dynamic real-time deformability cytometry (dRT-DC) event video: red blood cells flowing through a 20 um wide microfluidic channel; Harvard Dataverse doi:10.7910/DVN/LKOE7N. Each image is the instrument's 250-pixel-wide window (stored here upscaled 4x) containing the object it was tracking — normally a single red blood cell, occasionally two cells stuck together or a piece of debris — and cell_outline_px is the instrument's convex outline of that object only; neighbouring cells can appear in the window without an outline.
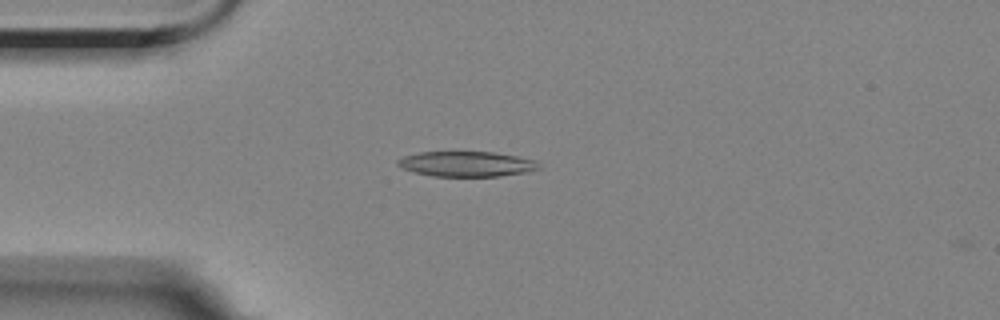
{"species": "Egyptian fruit bat (a non-hibernating species)", "species_latin": "Rousettus aegyptiacus", "temperature_condition": "room temperature", "stored_images_in_passage": 52, "camera_frame_rate_fps": 3000, "um_per_image_px": 0.085, "animal": {"sex": "female"}, "frame": {"image": 1, "passage_image": 14, "time_ms": 4.333, "image_size_px": [1000, 320], "cell_outline_px": [[540, 168], [528, 172], [500, 176], [432, 176], [412, 172], [396, 164], [396, 160], [404, 156], [420, 152], [492, 152], [516, 156], [536, 160]], "centroid_in_image_um": [39.65, 13.94], "position_along_channel_um": 45.4, "area_um2": 20.69}}
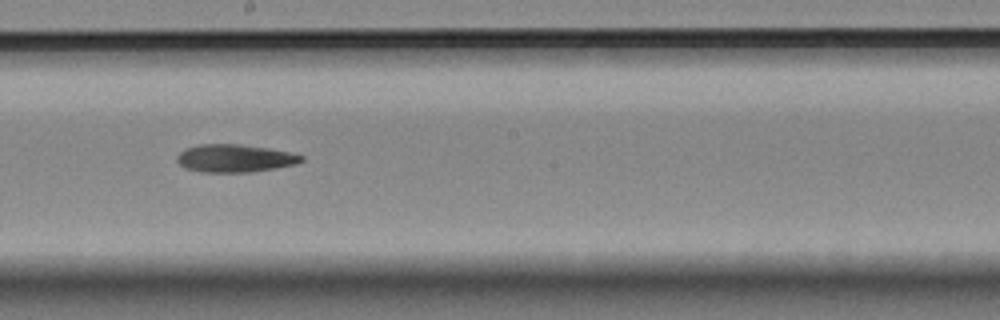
{"frame": {"image": 2, "passage_image": 31, "time_ms": 10.0, "image_size_px": [1000, 320], "cell_outline_px": [[304, 160], [296, 164], [276, 168], [252, 172], [200, 172], [184, 168], [176, 160], [176, 156], [184, 148], [200, 144], [240, 144], [268, 148], [288, 152], [304, 156]], "centroid_in_image_um": [19.93, 13.45], "position_along_channel_um": 228.3, "area_um2": 20.29}}
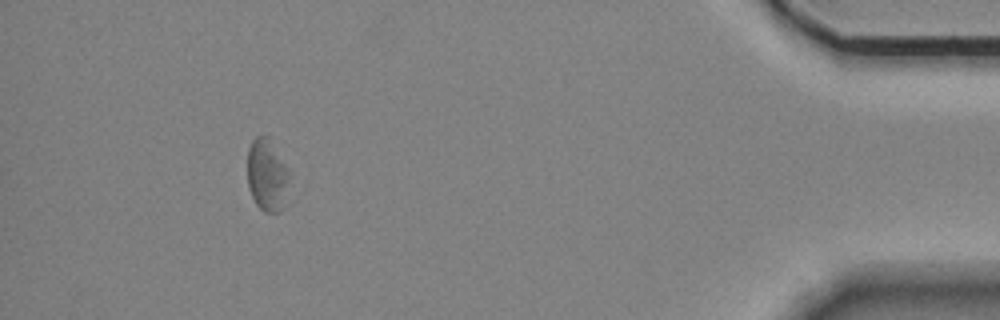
{"frame": {"image": 3, "passage_image": 52, "time_ms": 17.0, "image_size_px": [1000, 320], "cell_outline_px": [[288, 180], [284, 208], [280, 212], [264, 212], [256, 204], [248, 188], [248, 148], [252, 140], [256, 136], [268, 136], [288, 168]], "centroid_in_image_um": [22.69, 14.89], "position_along_channel_um": 412.5, "area_um2": 17.63}, "authors_computed_cell_mechanics": {"area_um2": 20.6635, "velocity_mm_per_s": 3.4799, "shape_relaxation_time_tau1_ms": null, "shape_relaxation_time_tau2_ms": 6.1981, "deformation_change_tau1": null, "deformation_change_tau2": 0.1615}}